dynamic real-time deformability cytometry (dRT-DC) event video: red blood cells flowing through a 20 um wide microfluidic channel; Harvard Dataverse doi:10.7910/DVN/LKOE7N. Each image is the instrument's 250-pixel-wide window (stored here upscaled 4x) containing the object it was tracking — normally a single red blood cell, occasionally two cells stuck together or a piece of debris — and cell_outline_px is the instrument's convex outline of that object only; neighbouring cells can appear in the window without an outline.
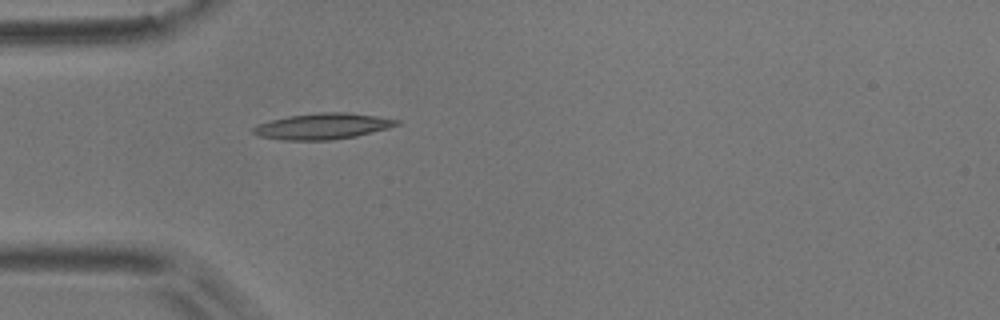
{"species": "common noctule bat (a hibernating species)", "species_latin": "Nyctalus noctula", "temperature_condition": "room temperature", "stored_images_in_passage": 5, "camera_frame_rate_fps": 3000, "um_per_image_px": 0.085, "animal": {"sex": "male", "body_mass_g": 17.9}, "frame": {"image": 1, "passage_image": 5, "time_ms": 1.333, "image_size_px": [1000, 320], "cell_outline_px": [[400, 124], [388, 128], [356, 136], [332, 140], [280, 140], [256, 136], [252, 132], [252, 128], [256, 124], [288, 116], [320, 112], [348, 112], [376, 116], [400, 120]], "centroid_in_image_um": [27.39, 10.73], "position_along_channel_um": 57.6, "area_um2": 21.85}}